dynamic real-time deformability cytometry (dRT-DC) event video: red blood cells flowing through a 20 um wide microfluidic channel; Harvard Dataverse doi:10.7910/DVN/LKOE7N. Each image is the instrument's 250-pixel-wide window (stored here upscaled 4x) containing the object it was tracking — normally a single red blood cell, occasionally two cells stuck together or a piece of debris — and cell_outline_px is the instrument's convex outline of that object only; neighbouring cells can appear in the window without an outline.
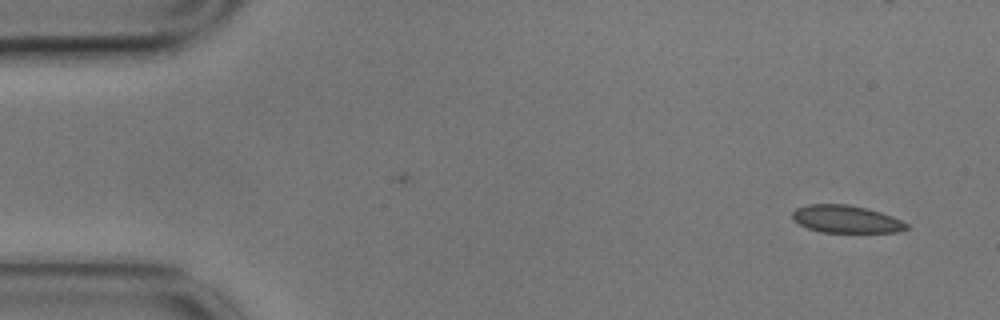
{"species": "common noctule bat (a hibernating species)", "species_latin": "Nyctalus noctula", "temperature_condition": "cold", "stored_images_in_passage": 3, "camera_frame_rate_fps": 3000, "um_per_image_px": 0.085, "animal": {"sex": "male", "body_mass_g": 17.9}, "frame": {"image": 1, "passage_image": 3, "time_ms": 0.667, "image_size_px": [1000, 320], "cell_outline_px": [[908, 228], [900, 232], [820, 232], [808, 228], [792, 220], [792, 212], [796, 208], [808, 204], [848, 204], [868, 208], [892, 216], [908, 224]], "centroid_in_image_um": [71.9, 18.62], "position_along_channel_um": 13.1, "area_um2": 18.38}}